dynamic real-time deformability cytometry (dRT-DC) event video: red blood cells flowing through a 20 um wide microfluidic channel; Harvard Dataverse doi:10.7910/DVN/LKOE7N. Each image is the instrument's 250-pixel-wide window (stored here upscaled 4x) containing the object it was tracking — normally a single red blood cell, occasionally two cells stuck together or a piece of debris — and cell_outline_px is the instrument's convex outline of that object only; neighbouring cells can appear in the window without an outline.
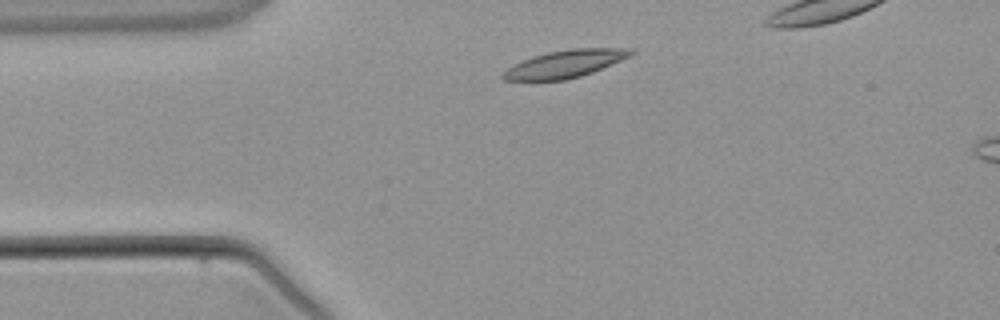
{"species": "common noctule bat (a hibernating species)", "species_latin": "Nyctalus noctula", "temperature_condition": "warm", "stored_images_in_passage": 2, "camera_frame_rate_fps": 3000, "um_per_image_px": 0.085, "animal": {"sex": "male", "body_mass_g": 21.5, "forearm_length_mm": 52.0}, "frame": {"image": 1, "passage_image": 1, "time_ms": 0.0, "image_size_px": [1000, 320], "cell_outline_px": [[636, 52], [620, 60], [592, 72], [580, 76], [564, 80], [504, 80], [500, 76], [500, 72], [532, 56], [548, 52], [572, 48], [624, 48]], "centroid_in_image_um": [47.97, 5.43], "position_along_channel_um": 37.0, "area_um2": 20.11}}